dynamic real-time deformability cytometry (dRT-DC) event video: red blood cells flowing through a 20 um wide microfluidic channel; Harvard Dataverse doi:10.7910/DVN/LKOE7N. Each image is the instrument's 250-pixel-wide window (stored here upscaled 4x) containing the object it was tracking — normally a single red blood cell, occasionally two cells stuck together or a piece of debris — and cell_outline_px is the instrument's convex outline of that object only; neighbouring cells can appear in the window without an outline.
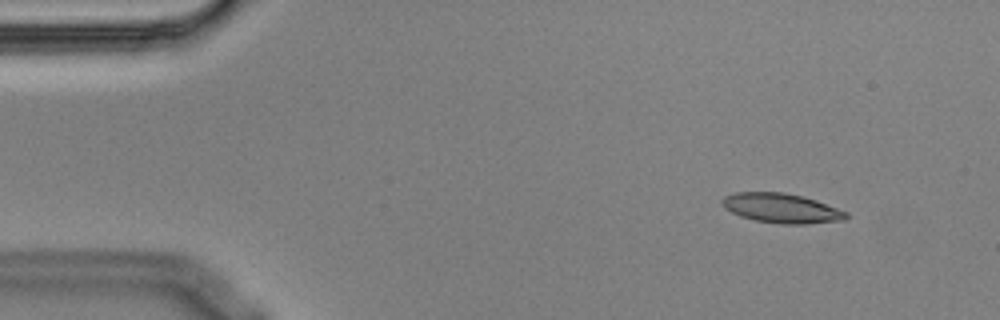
{"species": "Egyptian fruit bat (a non-hibernating species)", "species_latin": "Rousettus aegyptiacus", "temperature_condition": "cold", "stored_images_in_passage": 4, "camera_frame_rate_fps": 3000, "um_per_image_px": 0.085, "animal": {"sex": "male"}, "frame": {"image": 1, "passage_image": 1, "time_ms": 0.0, "image_size_px": [1000, 320], "cell_outline_px": [[848, 216], [844, 220], [808, 224], [784, 224], [756, 220], [740, 216], [724, 208], [720, 204], [720, 200], [724, 196], [736, 192], [784, 192], [816, 200], [848, 212]], "centroid_in_image_um": [66.41, 17.69], "position_along_channel_um": 18.6, "area_um2": 21.39}}